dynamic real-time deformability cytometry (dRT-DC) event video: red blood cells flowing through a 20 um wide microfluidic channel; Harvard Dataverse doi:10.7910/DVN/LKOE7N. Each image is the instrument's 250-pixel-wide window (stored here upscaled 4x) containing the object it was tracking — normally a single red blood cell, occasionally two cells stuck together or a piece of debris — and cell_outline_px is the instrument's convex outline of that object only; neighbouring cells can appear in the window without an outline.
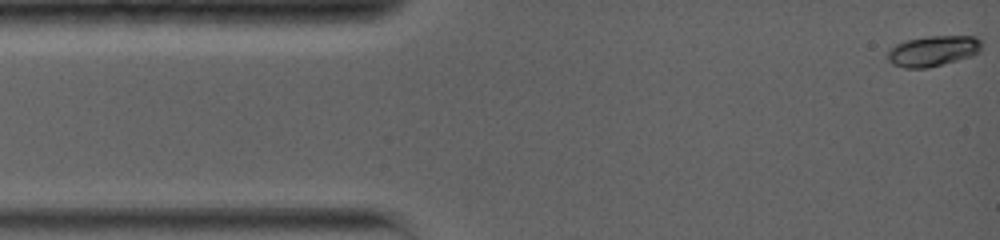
{"species": "common noctule bat (a hibernating species)", "species_latin": "Nyctalus noctula", "temperature_condition": "warm", "stored_images_in_passage": 24, "camera_frame_rate_fps": 5000, "um_per_image_px": 0.085, "animal": {"sex": "female", "body_mass_g": 19.0, "forearm_length_mm": 56.7}, "frame": {"image": 1, "passage_image": 1, "time_ms": 0.0, "image_size_px": [1000, 240], "cell_outline_px": [[980, 52], [972, 56], [928, 68], [904, 68], [892, 64], [888, 60], [888, 48], [896, 44], [908, 40], [928, 36], [976, 36], [980, 40]], "centroid_in_image_um": [79.29, 4.33], "position_along_channel_um": 5.7, "area_um2": 16.76}}
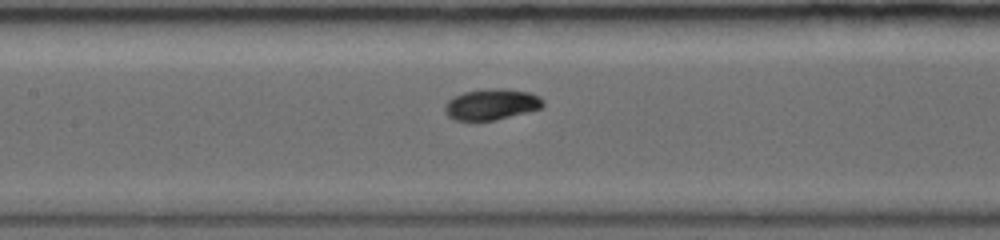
{"frame": {"image": 2, "passage_image": 11, "time_ms": 6.4, "image_size_px": [1000, 240], "cell_outline_px": [[544, 104], [540, 108], [528, 112], [496, 120], [456, 120], [448, 116], [444, 112], [444, 104], [452, 96], [464, 92], [488, 88], [504, 88], [528, 92], [540, 96], [544, 100]], "centroid_in_image_um": [41.76, 8.86], "position_along_channel_um": 165.6, "area_um2": 17.92}}
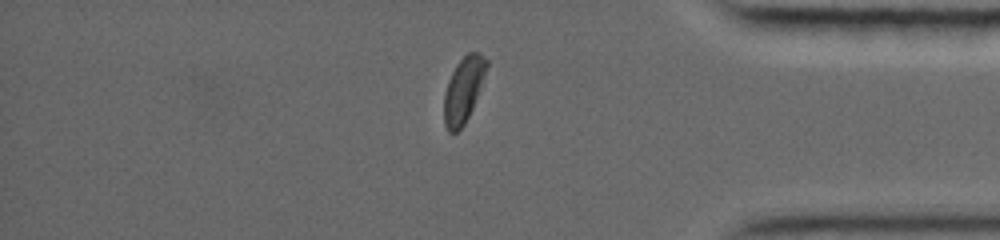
{"frame": {"image": 3, "passage_image": 21, "time_ms": 13.0, "image_size_px": [1000, 240], "cell_outline_px": [[488, 64], [472, 108], [464, 124], [456, 132], [448, 132], [444, 124], [444, 92], [448, 80], [456, 64], [468, 52], [480, 52], [488, 60]], "centroid_in_image_um": [39.37, 7.61], "position_along_channel_um": 395.8, "area_um2": 15.95}, "authors_computed_cell_mechanics": {"area_um2": 17.1955, "velocity_mm_per_s": 3.7719, "shape_relaxation_time_tau1_ms": 2.3646, "shape_relaxation_time_tau2_ms": 2.0901, "deformation_change_tau1": 0.1129, "deformation_change_tau2": 0.0365}}